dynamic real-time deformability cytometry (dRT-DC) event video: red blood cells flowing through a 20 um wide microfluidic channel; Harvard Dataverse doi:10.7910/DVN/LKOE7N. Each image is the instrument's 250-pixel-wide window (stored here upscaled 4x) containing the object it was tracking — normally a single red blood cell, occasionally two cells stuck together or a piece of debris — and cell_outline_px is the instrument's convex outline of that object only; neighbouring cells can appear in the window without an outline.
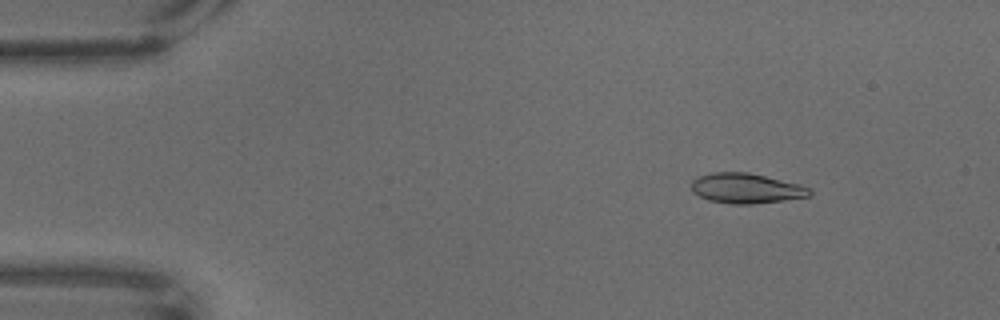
{"species": "common noctule bat (a hibernating species)", "species_latin": "Nyctalus noctula", "temperature_condition": "warm", "stored_images_in_passage": 68, "camera_frame_rate_fps": 3000, "um_per_image_px": 0.085, "animal": {"sex": "male", "body_mass_g": 18.8}, "frame": {"image": 1, "passage_image": 9, "time_ms": 2.667, "image_size_px": [1000, 320], "cell_outline_px": [[812, 196], [784, 200], [752, 204], [732, 204], [708, 200], [692, 192], [692, 180], [696, 176], [712, 172], [748, 172], [812, 188]], "centroid_in_image_um": [63.4, 16.01], "position_along_channel_um": 21.6, "area_um2": 20.69}}
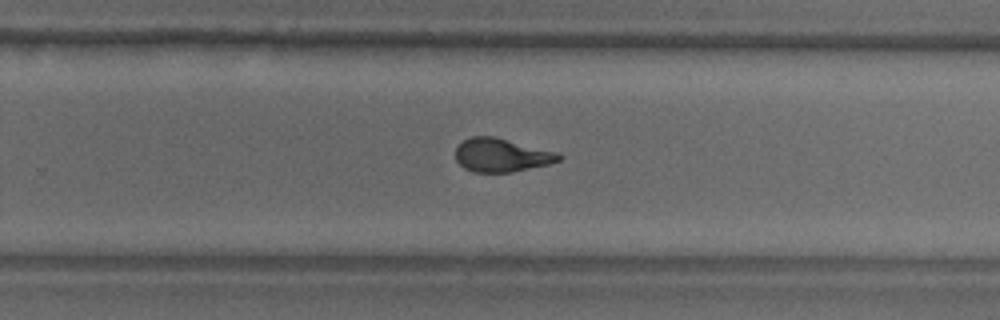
{"frame": {"image": 2, "passage_image": 44, "time_ms": 14.333, "image_size_px": [1000, 320], "cell_outline_px": [[564, 156], [560, 160], [548, 164], [512, 172], [472, 172], [464, 168], [456, 160], [456, 148], [464, 140], [472, 136], [492, 136], [556, 152]], "centroid_in_image_um": [42.61, 13.2], "position_along_channel_um": 287.2, "area_um2": 19.88}}
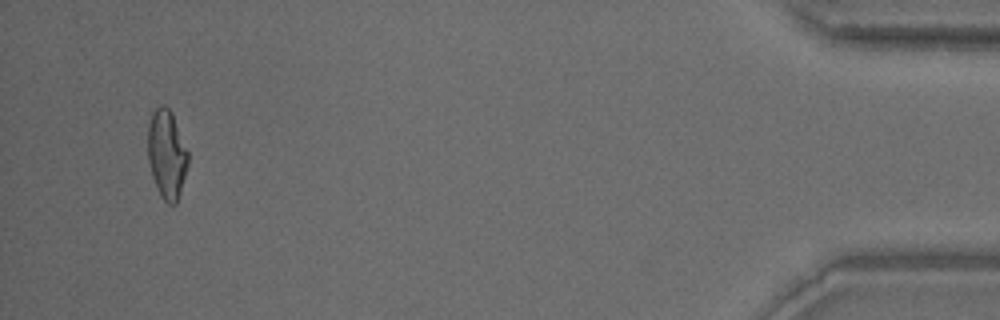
{"frame": {"image": 3, "passage_image": 65, "time_ms": 21.333, "image_size_px": [1000, 320], "cell_outline_px": [[188, 164], [180, 192], [176, 204], [168, 204], [160, 196], [156, 188], [152, 176], [148, 160], [148, 124], [152, 112], [160, 104], [164, 104], [172, 112], [188, 152]], "centroid_in_image_um": [14.16, 13.1], "position_along_channel_um": 421.0, "area_um2": 20.87}}